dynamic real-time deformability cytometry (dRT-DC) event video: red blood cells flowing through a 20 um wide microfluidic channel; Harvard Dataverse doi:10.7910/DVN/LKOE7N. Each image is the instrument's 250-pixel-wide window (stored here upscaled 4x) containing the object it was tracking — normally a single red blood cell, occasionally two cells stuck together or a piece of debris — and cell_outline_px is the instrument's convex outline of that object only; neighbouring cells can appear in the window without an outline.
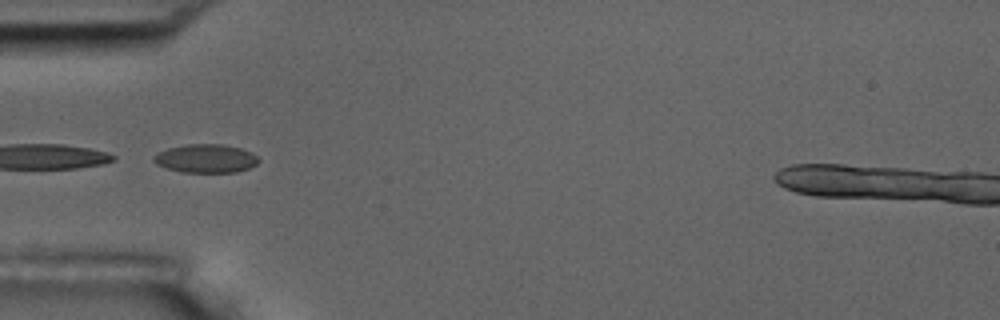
{"species": "common noctule bat (a hibernating species)", "species_latin": "Nyctalus noctula", "temperature_condition": "room temperature", "stored_images_in_passage": 8, "segment_of_instrument_passage": [2, 2], "camera_frame_rate_fps": 3000, "um_per_image_px": 0.085, "animal": {"sex": "male", "body_mass_g": 17.5, "forearm_length_mm": 52.3}, "frame": {"image": 1, "passage_image": 5, "time_ms": 1.333, "image_size_px": [1000, 320], "cell_outline_px": [[260, 160], [256, 164], [248, 168], [236, 172], [180, 172], [156, 164], [152, 160], [152, 156], [156, 152], [168, 148], [188, 144], [224, 144], [240, 148], [252, 152]], "centroid_in_image_um": [17.47, 13.46], "position_along_channel_um": 67.5, "area_um2": 17.51}}